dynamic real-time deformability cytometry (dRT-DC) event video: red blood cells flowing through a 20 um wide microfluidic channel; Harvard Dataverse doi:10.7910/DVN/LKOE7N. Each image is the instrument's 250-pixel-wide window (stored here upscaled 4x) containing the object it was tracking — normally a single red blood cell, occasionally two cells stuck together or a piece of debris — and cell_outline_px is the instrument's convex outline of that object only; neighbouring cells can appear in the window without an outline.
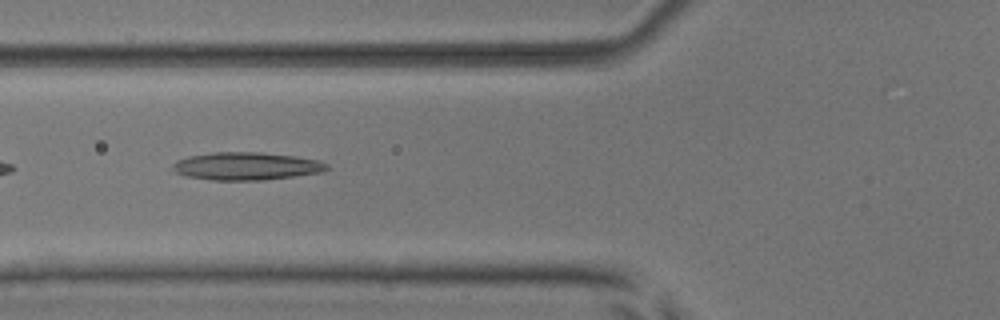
{"species": "common noctule bat (a hibernating species)", "species_latin": "Nyctalus noctula", "temperature_condition": "room temperature", "stored_images_in_passage": 37, "camera_frame_rate_fps": 3000, "um_per_image_px": 0.085, "animal": {"sex": "male", "body_mass_g": 17.9, "forearm_length_mm": 54.2}, "frame": {"image": 1, "passage_image": 5, "time_ms": 1.333, "image_size_px": [1000, 320], "cell_outline_px": [[328, 168], [324, 172], [260, 180], [212, 180], [184, 176], [176, 172], [172, 168], [172, 164], [176, 160], [188, 156], [212, 152], [260, 152], [296, 156], [320, 160], [328, 164]], "centroid_in_image_um": [20.92, 14.11], "position_along_channel_um": 104.9, "area_um2": 25.09}}
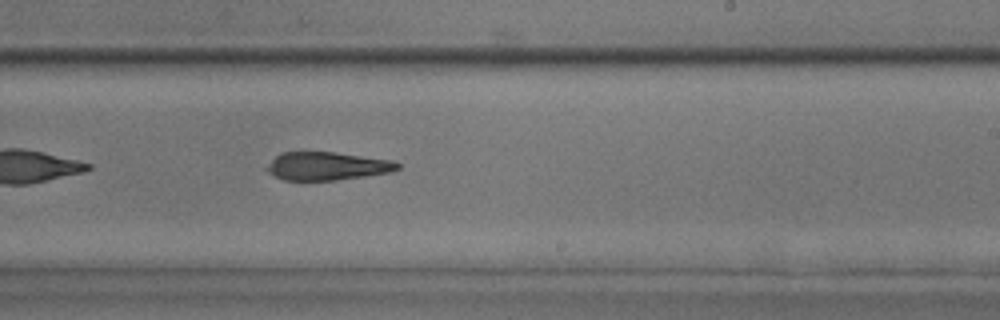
{"frame": {"image": 2, "passage_image": 17, "time_ms": 5.333, "image_size_px": [1000, 320], "cell_outline_px": [[400, 168], [388, 172], [364, 176], [336, 180], [284, 180], [268, 172], [264, 168], [280, 152], [336, 152], [392, 160], [400, 164]], "centroid_in_image_um": [27.78, 14.11], "position_along_channel_um": 261.2, "area_um2": 21.33}}
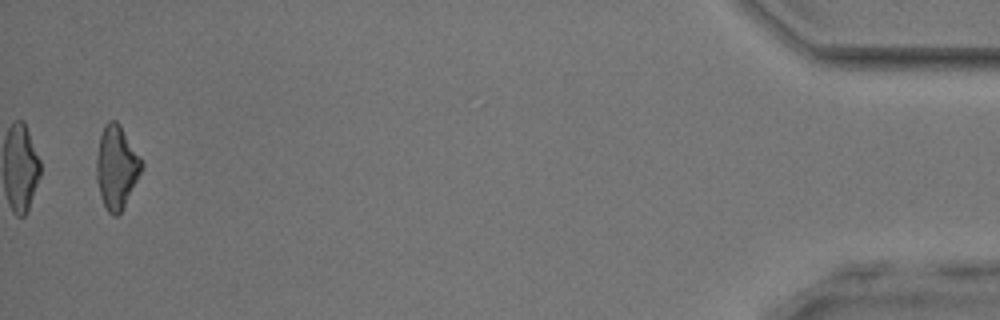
{"frame": {"image": 3, "passage_image": 36, "time_ms": 11.667, "image_size_px": [1000, 320], "cell_outline_px": [[144, 164], [120, 212], [116, 216], [112, 216], [108, 212], [100, 196], [96, 180], [96, 160], [100, 136], [104, 124], [108, 120], [116, 120], [120, 124], [140, 156]], "centroid_in_image_um": [9.88, 14.17], "position_along_channel_um": 425.3, "area_um2": 21.56}}